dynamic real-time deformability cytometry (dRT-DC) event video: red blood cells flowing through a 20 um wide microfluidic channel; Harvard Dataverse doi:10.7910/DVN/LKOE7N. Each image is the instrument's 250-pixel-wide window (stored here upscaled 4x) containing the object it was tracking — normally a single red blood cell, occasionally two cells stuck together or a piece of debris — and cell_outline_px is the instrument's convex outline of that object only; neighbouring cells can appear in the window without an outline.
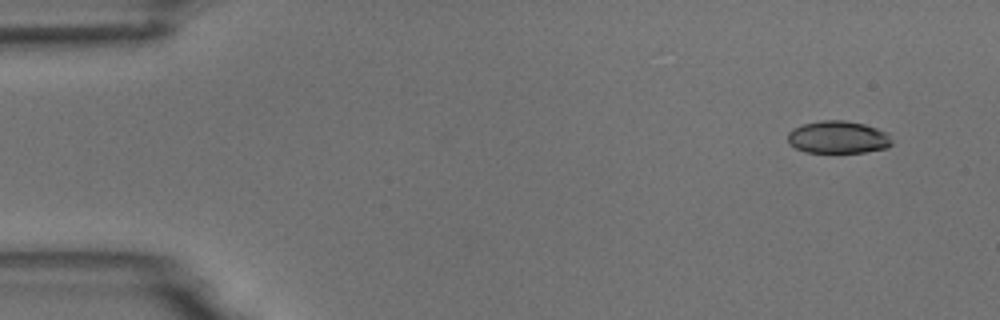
{"species": "common noctule bat (a hibernating species)", "species_latin": "Nyctalus noctula", "temperature_condition": "room temperature", "stored_images_in_passage": 5, "camera_frame_rate_fps": 3000, "um_per_image_px": 0.085, "animal": {"sex": "male", "body_mass_g": 18.8}, "frame": {"image": 1, "passage_image": 1, "time_ms": 0.0, "image_size_px": [1000, 320], "cell_outline_px": [[892, 144], [888, 148], [864, 152], [804, 152], [788, 144], [788, 132], [792, 128], [804, 124], [820, 120], [844, 120], [864, 124], [888, 132], [892, 140]], "centroid_in_image_um": [71.24, 11.66], "position_along_channel_um": 13.8, "area_um2": 19.88}}
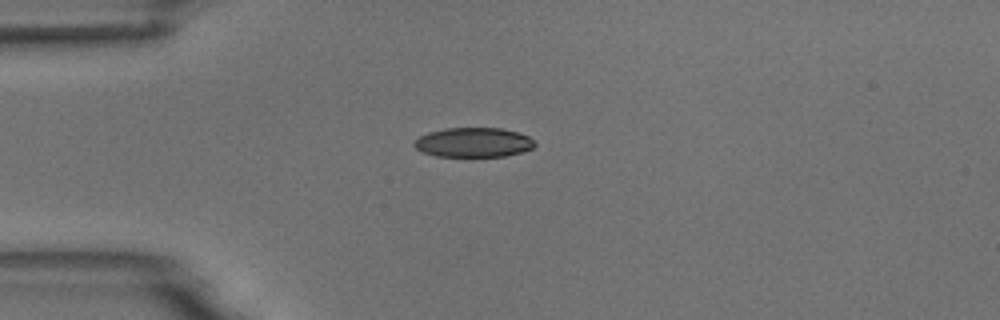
{"frame": {"image": 2, "passage_image": 4, "time_ms": 3.333, "image_size_px": [1000, 320], "cell_outline_px": [[536, 144], [532, 148], [520, 152], [504, 156], [436, 156], [424, 152], [416, 148], [412, 144], [412, 140], [428, 132], [444, 128], [500, 128], [516, 132], [528, 136]], "centroid_in_image_um": [40.19, 12.1], "position_along_channel_um": 44.8, "area_um2": 20.63}}
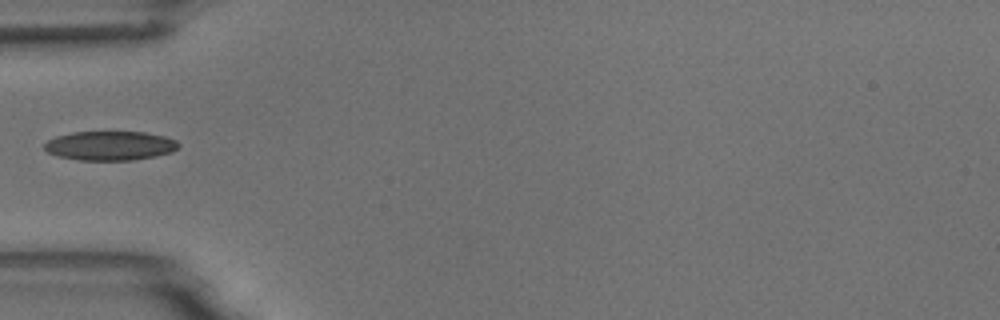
{"frame": {"image": 3, "passage_image": 5, "time_ms": 4.667, "image_size_px": [1000, 320], "cell_outline_px": [[180, 144], [172, 152], [156, 156], [132, 160], [80, 160], [56, 156], [48, 152], [44, 148], [44, 144], [48, 140], [56, 136], [72, 132], [144, 132], [164, 136], [176, 140]], "centroid_in_image_um": [9.34, 12.38], "position_along_channel_um": 75.7, "area_um2": 22.83}}